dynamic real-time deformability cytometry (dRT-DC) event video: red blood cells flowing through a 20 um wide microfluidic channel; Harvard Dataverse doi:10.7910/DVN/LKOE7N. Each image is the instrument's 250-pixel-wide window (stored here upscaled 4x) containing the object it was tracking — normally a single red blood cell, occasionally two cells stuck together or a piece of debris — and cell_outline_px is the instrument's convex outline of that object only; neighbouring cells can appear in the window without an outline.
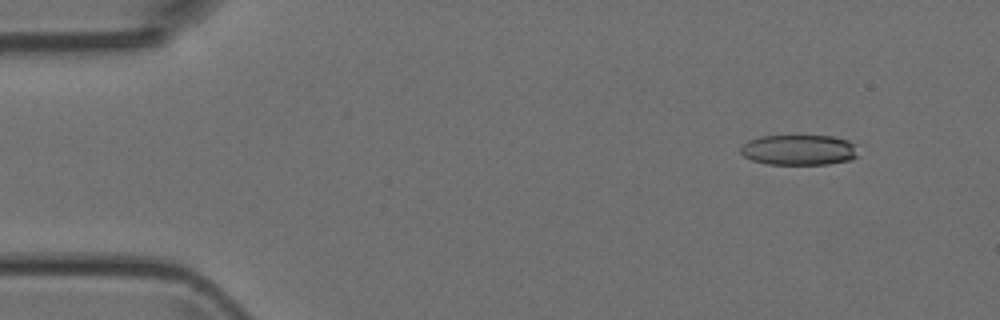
{"species": "Egyptian fruit bat (a non-hibernating species)", "species_latin": "Rousettus aegyptiacus", "temperature_condition": "room temperature", "stored_images_in_passage": 4, "camera_frame_rate_fps": 3000, "um_per_image_px": 0.085, "animal": {"sex": "female"}, "frame": {"image": 1, "passage_image": 4, "time_ms": 3.333, "image_size_px": [1000, 320], "cell_outline_px": [[856, 156], [848, 160], [828, 164], [768, 164], [752, 160], [744, 156], [740, 152], [740, 148], [748, 140], [760, 136], [832, 136], [848, 140], [852, 144]], "centroid_in_image_um": [67.84, 12.74], "position_along_channel_um": 17.2, "area_um2": 20.52}}